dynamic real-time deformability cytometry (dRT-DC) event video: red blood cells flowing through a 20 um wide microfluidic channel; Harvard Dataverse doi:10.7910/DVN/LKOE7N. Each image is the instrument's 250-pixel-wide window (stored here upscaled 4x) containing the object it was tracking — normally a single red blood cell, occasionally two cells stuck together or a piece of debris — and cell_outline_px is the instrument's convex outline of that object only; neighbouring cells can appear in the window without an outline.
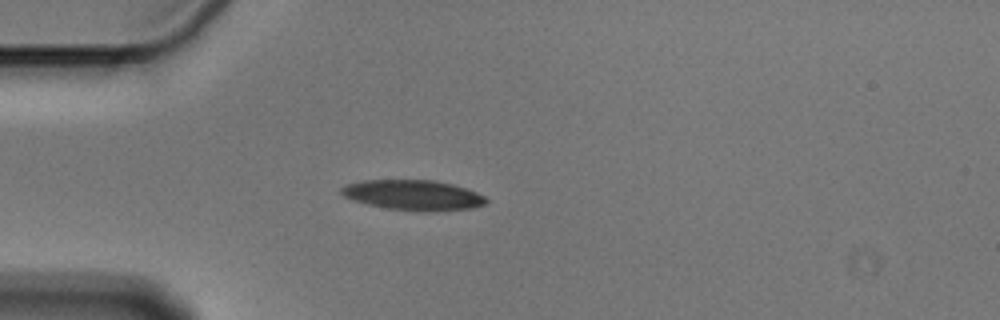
{"species": "Egyptian fruit bat (a non-hibernating species)", "species_latin": "Rousettus aegyptiacus", "temperature_condition": "cold", "stored_images_in_passage": 42, "camera_frame_rate_fps": 3000, "um_per_image_px": 0.085, "animal": {"sex": "male"}, "frame": {"image": 1, "passage_image": 1, "time_ms": 0.0, "image_size_px": [1000, 320], "cell_outline_px": [[488, 200], [484, 204], [472, 208], [432, 212], [420, 212], [388, 208], [368, 204], [352, 200], [344, 196], [340, 192], [340, 188], [344, 184], [364, 180], [432, 180], [452, 184], [476, 192], [484, 196]], "centroid_in_image_um": [35.1, 16.59], "position_along_channel_um": 49.9, "area_um2": 25.55}}
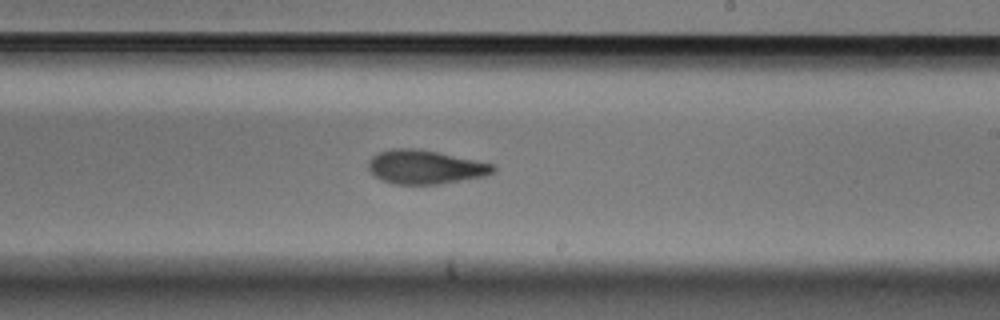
{"frame": {"image": 2, "passage_image": 19, "time_ms": 6.0, "image_size_px": [1000, 320], "cell_outline_px": [[496, 172], [484, 176], [440, 184], [396, 184], [384, 180], [376, 176], [368, 168], [368, 160], [372, 156], [380, 152], [392, 148], [416, 148], [496, 164]], "centroid_in_image_um": [36.17, 14.19], "position_along_channel_um": 252.8, "area_um2": 24.51}}
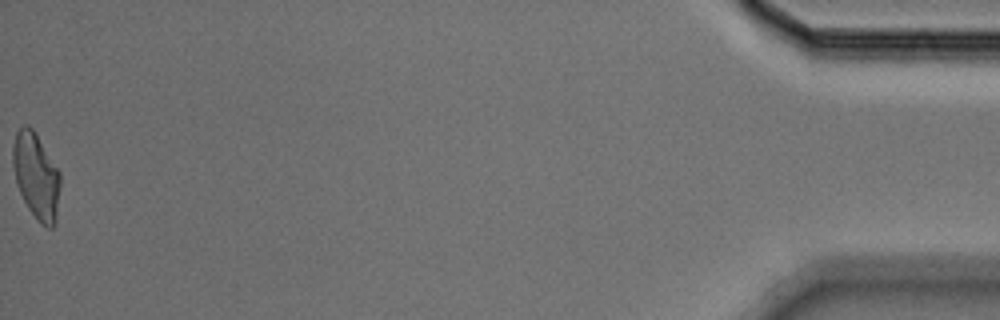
{"frame": {"image": 3, "passage_image": 42, "time_ms": 13.667, "image_size_px": [1000, 320], "cell_outline_px": [[60, 184], [56, 224], [52, 228], [48, 228], [40, 224], [36, 220], [28, 208], [16, 184], [12, 164], [12, 144], [16, 132], [24, 124], [28, 124], [36, 132], [60, 172]], "centroid_in_image_um": [3.07, 14.95], "position_along_channel_um": 432.1, "area_um2": 24.16}, "authors_computed_cell_mechanics": {"area_um2": 24.9696, "velocity_mm_per_s": 3.5838, "shape_relaxation_time_tau1_ms": 8.2095, "shape_relaxation_time_tau2_ms": 3.5551, "deformation_change_tau1": 0.2126, "deformation_change_tau2": 0.1132}}